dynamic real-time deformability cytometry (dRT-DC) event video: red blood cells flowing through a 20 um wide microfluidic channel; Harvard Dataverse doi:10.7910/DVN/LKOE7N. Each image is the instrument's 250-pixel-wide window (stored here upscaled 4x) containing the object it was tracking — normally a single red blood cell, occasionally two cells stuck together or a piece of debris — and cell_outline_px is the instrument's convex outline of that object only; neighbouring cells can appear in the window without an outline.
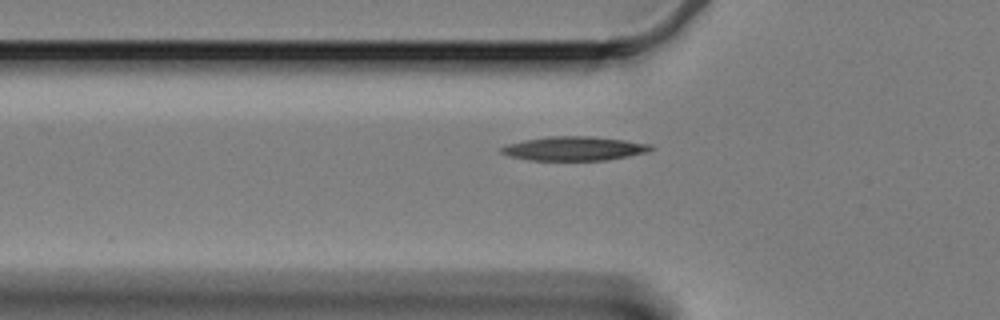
{"species": "Egyptian fruit bat (a non-hibernating species)", "species_latin": "Rousettus aegyptiacus", "temperature_condition": "cold", "stored_images_in_passage": 39, "camera_frame_rate_fps": 3000, "um_per_image_px": 0.085, "animal": {"sex": "female"}, "frame": {"image": 1, "passage_image": 2, "time_ms": 0.333, "image_size_px": [1000, 320], "cell_outline_px": [[656, 148], [648, 152], [608, 160], [532, 160], [508, 156], [500, 152], [500, 148], [508, 144], [524, 140], [548, 136], [592, 136], [624, 140], [652, 144]], "centroid_in_image_um": [48.84, 12.62], "position_along_channel_um": 77.0, "area_um2": 21.04}}
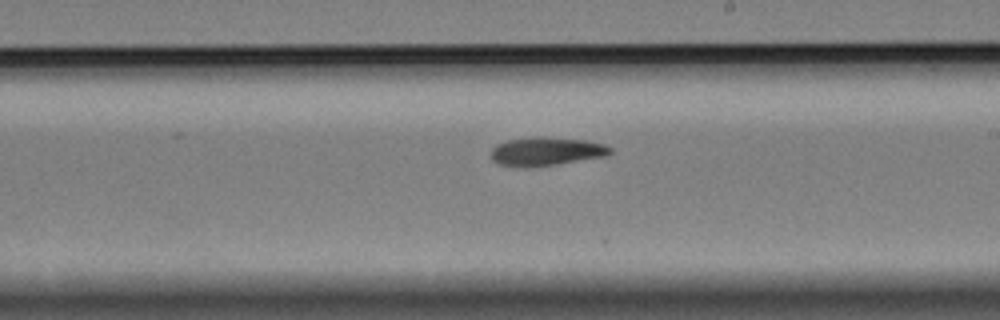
{"frame": {"image": 2, "passage_image": 17, "time_ms": 5.333, "image_size_px": [1000, 320], "cell_outline_px": [[612, 152], [608, 156], [556, 164], [528, 168], [520, 168], [496, 164], [492, 160], [492, 148], [496, 144], [508, 140], [532, 136], [544, 136], [584, 140], [604, 144], [612, 148]], "centroid_in_image_um": [46.4, 12.87], "position_along_channel_um": 242.6, "area_um2": 20.23}}
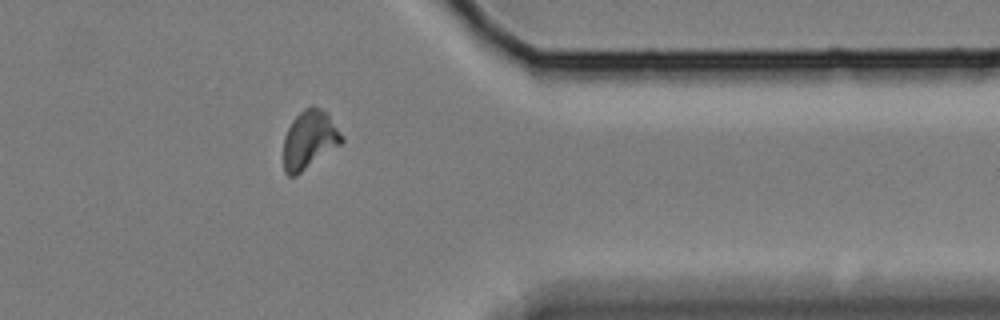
{"frame": {"image": 3, "passage_image": 31, "time_ms": 10.0, "image_size_px": [1000, 320], "cell_outline_px": [[344, 140], [340, 144], [296, 176], [288, 176], [284, 172], [284, 136], [292, 120], [304, 108], [312, 104], [328, 112], [344, 136]], "centroid_in_image_um": [26.31, 11.84], "position_along_channel_um": 385.1, "area_um2": 19.94}}